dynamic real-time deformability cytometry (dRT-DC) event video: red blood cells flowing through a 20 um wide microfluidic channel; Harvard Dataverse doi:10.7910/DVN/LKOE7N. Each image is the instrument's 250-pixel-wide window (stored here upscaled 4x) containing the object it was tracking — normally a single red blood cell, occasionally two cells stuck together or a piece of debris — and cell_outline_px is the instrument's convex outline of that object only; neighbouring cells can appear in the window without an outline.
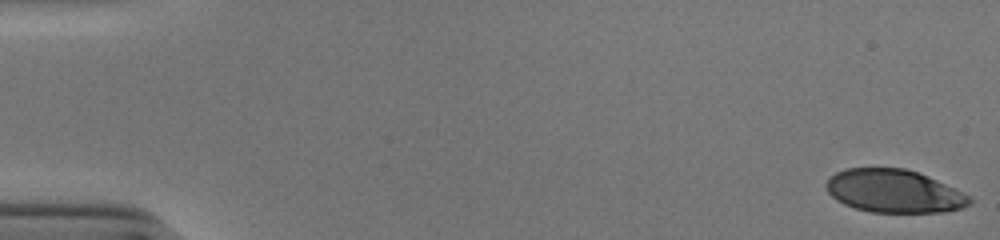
{"species": "human", "species_latin": "Homo sapiens", "temperature_condition": "cold", "stored_images_in_passage": 53, "camera_frame_rate_fps": 3000, "um_per_image_px": 0.085, "donor": {"sex": "male"}, "frame": {"image": 1, "passage_image": 1, "time_ms": 0.0, "image_size_px": [1000, 240], "cell_outline_px": [[972, 204], [964, 208], [944, 212], [872, 212], [856, 208], [844, 204], [836, 200], [828, 192], [824, 184], [836, 172], [844, 168], [904, 168], [916, 172], [936, 180], [968, 196], [972, 200]], "centroid_in_image_um": [75.96, 16.25], "position_along_channel_um": 9.0, "area_um2": 35.66}}
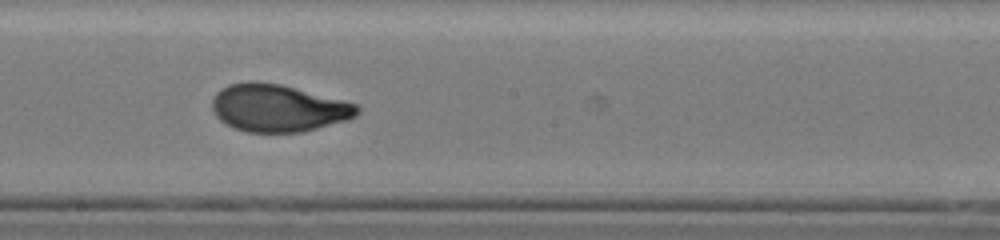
{"frame": {"image": 2, "passage_image": 30, "time_ms": 9.667, "image_size_px": [1000, 240], "cell_outline_px": [[360, 112], [356, 116], [348, 120], [300, 132], [248, 132], [236, 128], [220, 120], [216, 116], [212, 108], [212, 100], [216, 92], [220, 88], [228, 84], [248, 80], [256, 80], [280, 84], [356, 104], [360, 108]], "centroid_in_image_um": [23.61, 9.17], "position_along_channel_um": 224.6, "area_um2": 39.94}}
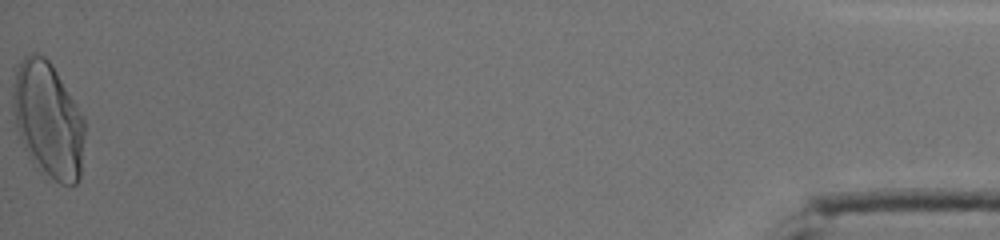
{"frame": {"image": 3, "passage_image": 53, "time_ms": 17.333, "image_size_px": [1000, 240], "cell_outline_px": [[84, 136], [80, 176], [76, 184], [60, 184], [40, 172], [32, 164], [20, 140], [16, 128], [12, 104], [12, 84], [16, 68], [20, 60], [28, 52], [36, 52], [44, 56], [52, 64], [84, 116]], "centroid_in_image_um": [4.06, 10.17], "position_along_channel_um": 431.1, "area_um2": 49.13}, "authors_computed_cell_mechanics": {"area_um2": 39.5352, "velocity_mm_per_s": 3.9098, "shape_relaxation_time_tau1_ms": 5.0351, "shape_relaxation_time_tau2_ms": null, "deformation_change_tau1": 0.2083, "deformation_change_tau2": null}}